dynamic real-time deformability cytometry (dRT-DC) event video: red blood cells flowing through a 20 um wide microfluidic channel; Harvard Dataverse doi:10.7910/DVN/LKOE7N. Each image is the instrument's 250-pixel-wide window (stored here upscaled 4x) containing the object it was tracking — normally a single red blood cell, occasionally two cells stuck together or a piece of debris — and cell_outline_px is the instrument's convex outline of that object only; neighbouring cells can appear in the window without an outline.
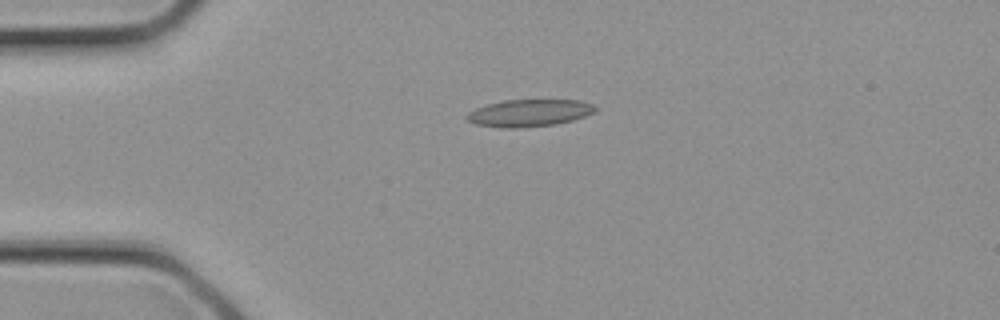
{"species": "common noctule bat (a hibernating species)", "species_latin": "Nyctalus noctula", "temperature_condition": "cold", "stored_images_in_passage": 8, "camera_frame_rate_fps": 3000, "um_per_image_px": 0.085, "animal": {"sex": "female", "body_mass_g": 21.9}, "frame": {"image": 1, "passage_image": 1, "time_ms": 0.0, "image_size_px": [1000, 320], "cell_outline_px": [[596, 112], [572, 120], [556, 124], [512, 128], [504, 128], [476, 124], [468, 120], [464, 116], [468, 112], [476, 108], [488, 104], [504, 100], [580, 100], [592, 104], [596, 108]], "centroid_in_image_um": [44.98, 9.59], "position_along_channel_um": 40.0, "area_um2": 20.17}}
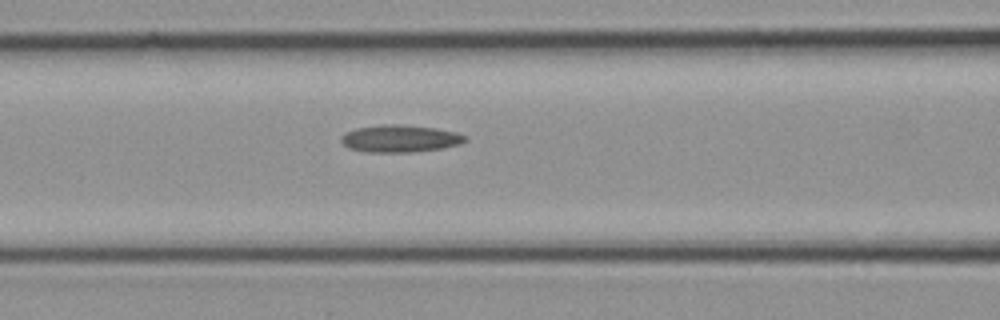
{"frame": {"image": 2, "passage_image": 6, "time_ms": 1.667, "image_size_px": [1000, 320], "cell_outline_px": [[468, 140], [460, 144], [444, 148], [412, 152], [364, 152], [348, 148], [340, 140], [340, 136], [344, 132], [356, 128], [388, 124], [392, 124], [436, 128], [456, 132], [468, 136]], "centroid_in_image_um": [34.01, 11.79], "position_along_channel_um": 132.6, "area_um2": 19.83}}
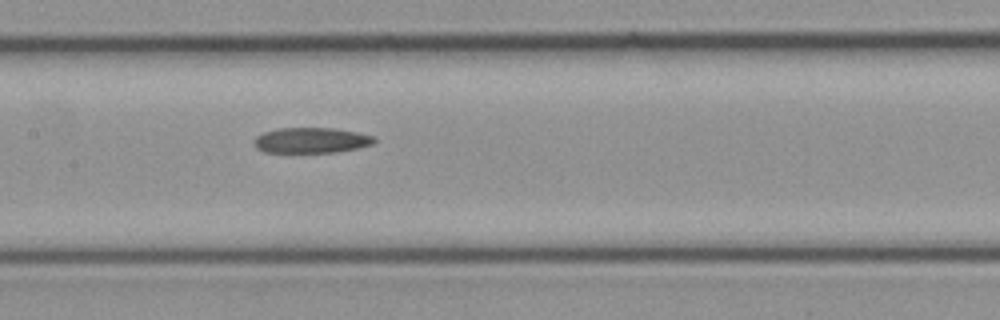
{"frame": {"image": 3, "passage_image": 8, "time_ms": 2.333, "image_size_px": [1000, 320], "cell_outline_px": [[376, 140], [372, 144], [360, 148], [336, 152], [264, 152], [256, 148], [256, 136], [264, 132], [276, 128], [336, 128], [376, 136]], "centroid_in_image_um": [26.5, 11.92], "position_along_channel_um": 180.9, "area_um2": 17.86}}